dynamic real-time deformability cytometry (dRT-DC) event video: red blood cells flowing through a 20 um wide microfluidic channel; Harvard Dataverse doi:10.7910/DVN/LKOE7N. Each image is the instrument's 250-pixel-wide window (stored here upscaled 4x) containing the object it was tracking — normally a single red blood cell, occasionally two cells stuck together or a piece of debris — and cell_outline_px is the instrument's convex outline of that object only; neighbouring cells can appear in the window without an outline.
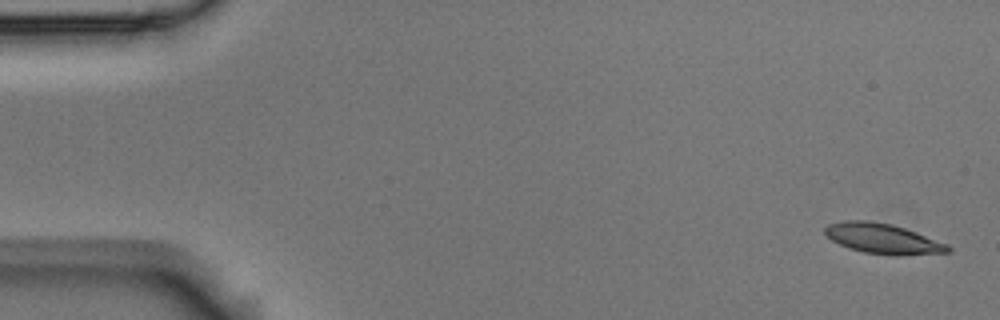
{"species": "Egyptian fruit bat (a non-hibernating species)", "species_latin": "Rousettus aegyptiacus", "temperature_condition": "room temperature", "stored_images_in_passage": 5, "segment_of_instrument_passage": [1, 2], "camera_frame_rate_fps": 3000, "um_per_image_px": 0.085, "animal": {"sex": "male"}, "frame": {"image": 1, "passage_image": 1, "time_ms": 0.0, "image_size_px": [1000, 320], "cell_outline_px": [[952, 252], [900, 256], [892, 256], [864, 252], [848, 248], [832, 240], [824, 232], [824, 228], [828, 224], [844, 220], [868, 220], [892, 224], [904, 228], [948, 244], [952, 248]], "centroid_in_image_um": [75.06, 20.29], "position_along_channel_um": 9.9, "area_um2": 21.79}}
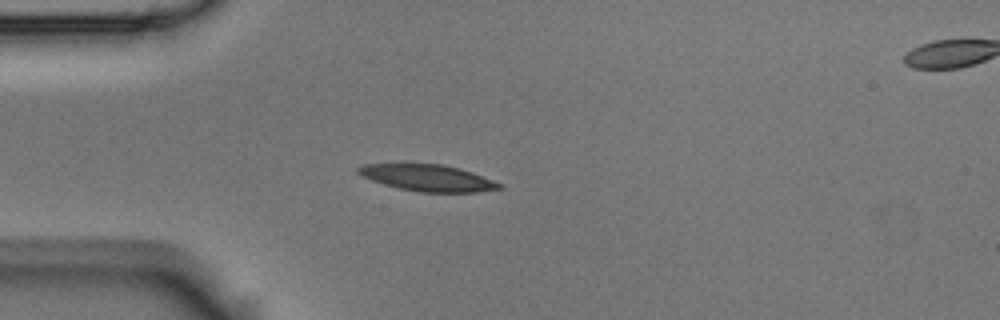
{"frame": {"image": 2, "passage_image": 4, "time_ms": 1.0, "image_size_px": [1000, 320], "cell_outline_px": [[504, 188], [476, 192], [420, 192], [400, 188], [384, 184], [372, 180], [356, 172], [356, 168], [364, 164], [444, 164], [472, 172], [504, 184]], "centroid_in_image_um": [36.4, 15.12], "position_along_channel_um": 48.6, "area_um2": 21.68}}